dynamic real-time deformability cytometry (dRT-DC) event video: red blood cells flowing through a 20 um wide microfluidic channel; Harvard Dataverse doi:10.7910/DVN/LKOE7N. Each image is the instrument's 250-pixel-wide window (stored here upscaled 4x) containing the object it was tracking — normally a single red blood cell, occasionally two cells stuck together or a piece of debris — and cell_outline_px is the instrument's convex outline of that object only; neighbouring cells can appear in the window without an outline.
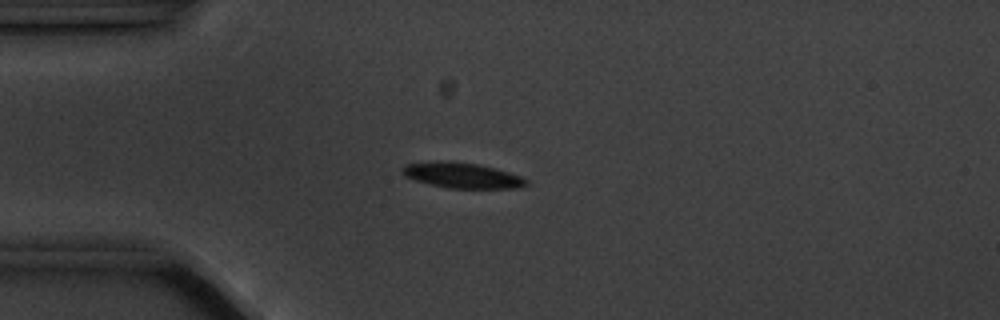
{"species": "common noctule bat (a hibernating species)", "species_latin": "Nyctalus noctula", "temperature_condition": "cold", "stored_images_in_passage": 48, "camera_frame_rate_fps": 3000, "um_per_image_px": 0.085, "animal": {"sex": "male", "body_mass_g": 20.1, "forearm_length_mm": 53.5}, "frame": {"image": 1, "passage_image": 14, "time_ms": 4.333, "image_size_px": [1000, 320], "cell_outline_px": [[528, 184], [516, 188], [448, 188], [416, 180], [404, 176], [400, 172], [400, 168], [404, 164], [444, 160], [448, 160], [476, 164], [508, 172], [520, 176], [528, 180]], "centroid_in_image_um": [39.22, 14.9], "position_along_channel_um": 45.8, "area_um2": 18.26}, "authors_computed_cell_mechanics": {"area_um2": 17.8024, "velocity_mm_per_s": 3.5248, "shape_relaxation_time_tau1_ms": 2.4112, "shape_relaxation_time_tau2_ms": null, "deformation_change_tau1": 0.089, "deformation_change_tau2": null}}